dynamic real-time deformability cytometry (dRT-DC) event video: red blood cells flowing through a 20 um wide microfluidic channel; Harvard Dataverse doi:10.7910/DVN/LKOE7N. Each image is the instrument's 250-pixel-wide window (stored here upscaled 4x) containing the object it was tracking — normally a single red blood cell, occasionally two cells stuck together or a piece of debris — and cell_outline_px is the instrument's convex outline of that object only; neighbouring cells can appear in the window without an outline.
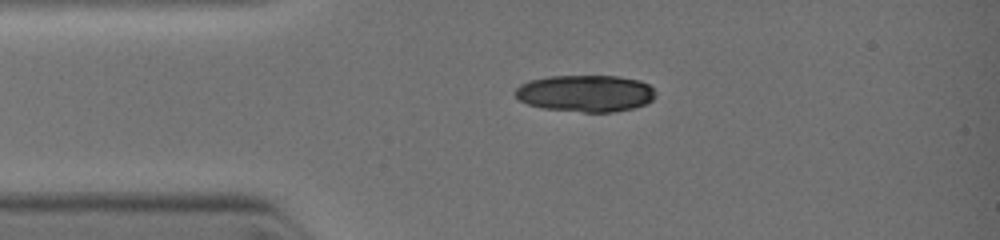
{"species": "common noctule bat (a hibernating species)", "species_latin": "Nyctalus noctula", "temperature_condition": "warm", "stored_images_in_passage": 3, "camera_frame_rate_fps": 3000, "um_per_image_px": 0.085, "animal": {"sex": "female", "body_mass_g": 19.0, "forearm_length_mm": 51.5}, "frame": {"image": 1, "passage_image": 2, "time_ms": 1.0, "image_size_px": [1000, 240], "cell_outline_px": [[656, 96], [652, 100], [644, 104], [632, 108], [612, 112], [584, 112], [544, 108], [528, 104], [520, 100], [512, 92], [520, 84], [528, 80], [548, 76], [620, 76], [640, 80], [648, 84], [656, 92]], "centroid_in_image_um": [49.76, 7.92], "position_along_channel_um": 35.2, "area_um2": 30.23}}